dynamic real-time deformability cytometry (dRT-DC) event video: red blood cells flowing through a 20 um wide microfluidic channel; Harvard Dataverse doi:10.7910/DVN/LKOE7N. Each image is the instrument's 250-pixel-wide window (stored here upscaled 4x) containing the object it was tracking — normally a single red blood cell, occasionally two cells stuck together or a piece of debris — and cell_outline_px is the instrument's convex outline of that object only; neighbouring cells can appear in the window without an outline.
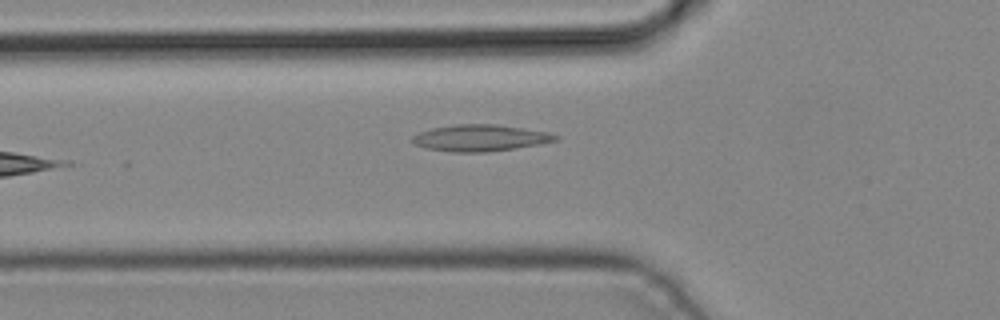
{"species": "common noctule bat (a hibernating species)", "species_latin": "Nyctalus noctula", "temperature_condition": "cold", "stored_images_in_passage": 7, "camera_frame_rate_fps": 3000, "um_per_image_px": 0.085, "animal": {"sex": "male", "body_mass_g": 19.2, "forearm_length_mm": 51.8}, "frame": {"image": 1, "passage_image": 6, "time_ms": 1.667, "image_size_px": [1000, 320], "cell_outline_px": [[560, 140], [540, 144], [484, 152], [452, 152], [428, 148], [416, 144], [412, 140], [412, 136], [420, 132], [432, 128], [456, 124], [496, 124], [524, 128], [548, 132], [560, 136]], "centroid_in_image_um": [40.87, 11.71], "position_along_channel_um": 84.9, "area_um2": 21.96}}